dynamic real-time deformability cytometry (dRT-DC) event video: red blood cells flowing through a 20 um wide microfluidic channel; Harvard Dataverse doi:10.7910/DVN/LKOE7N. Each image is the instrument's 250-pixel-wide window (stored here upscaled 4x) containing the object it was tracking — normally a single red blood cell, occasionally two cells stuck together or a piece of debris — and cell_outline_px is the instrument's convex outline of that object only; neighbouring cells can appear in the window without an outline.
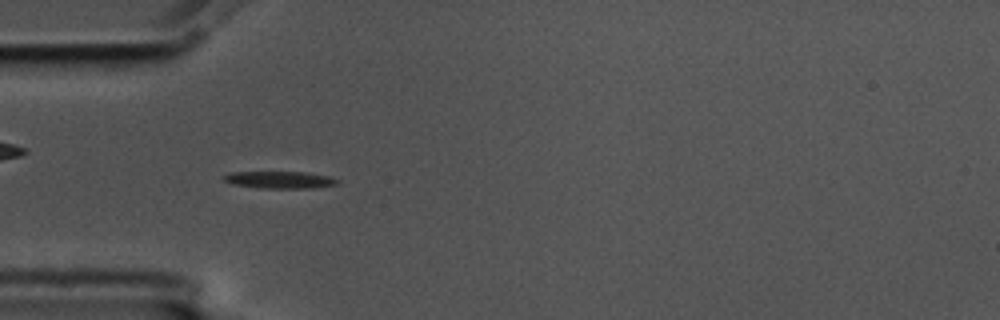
{"species": "common noctule bat (a hibernating species)", "species_latin": "Nyctalus noctula", "temperature_condition": "cold", "stored_images_in_passage": 6, "camera_frame_rate_fps": 3000, "um_per_image_px": 0.085, "animal": {"sex": "male", "body_mass_g": 17.5, "forearm_length_mm": 52.3}, "frame": {"image": 1, "passage_image": 4, "time_ms": 1.0, "image_size_px": [1000, 320], "cell_outline_px": [[340, 184], [312, 188], [260, 188], [232, 184], [224, 180], [220, 176], [228, 172], [304, 172], [328, 176], [340, 180]], "centroid_in_image_um": [23.76, 15.28], "position_along_channel_um": 61.2, "area_um2": 11.44}}